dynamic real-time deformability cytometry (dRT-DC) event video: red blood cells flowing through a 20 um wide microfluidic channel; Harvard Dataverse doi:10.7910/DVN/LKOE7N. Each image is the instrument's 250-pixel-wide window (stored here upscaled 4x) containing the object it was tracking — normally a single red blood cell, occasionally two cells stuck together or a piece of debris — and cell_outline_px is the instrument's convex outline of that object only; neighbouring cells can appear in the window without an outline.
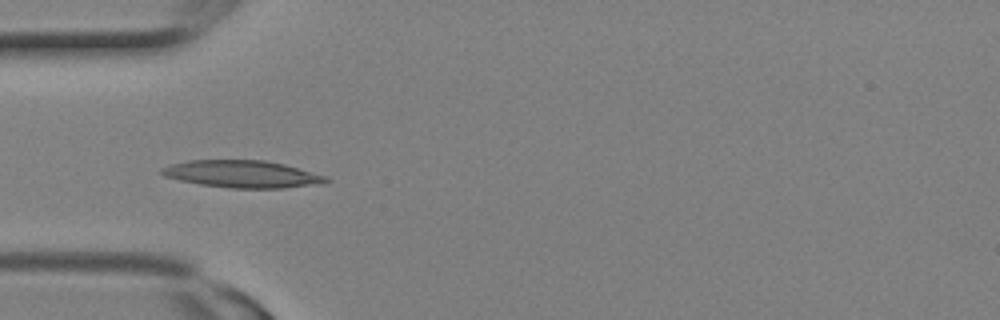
{"species": "Egyptian fruit bat (a non-hibernating species)", "species_latin": "Rousettus aegyptiacus", "temperature_condition": "room temperature", "stored_images_in_passage": 12, "camera_frame_rate_fps": 3000, "um_per_image_px": 0.085, "animal": {"sex": "female"}, "frame": {"image": 1, "passage_image": 6, "time_ms": 1.667, "image_size_px": [1000, 320], "cell_outline_px": [[332, 180], [320, 184], [284, 188], [232, 188], [200, 184], [180, 180], [164, 176], [160, 172], [160, 168], [172, 164], [188, 160], [264, 160], [284, 164], [328, 176]], "centroid_in_image_um": [20.62, 14.79], "position_along_channel_um": 64.4, "area_um2": 26.13}}
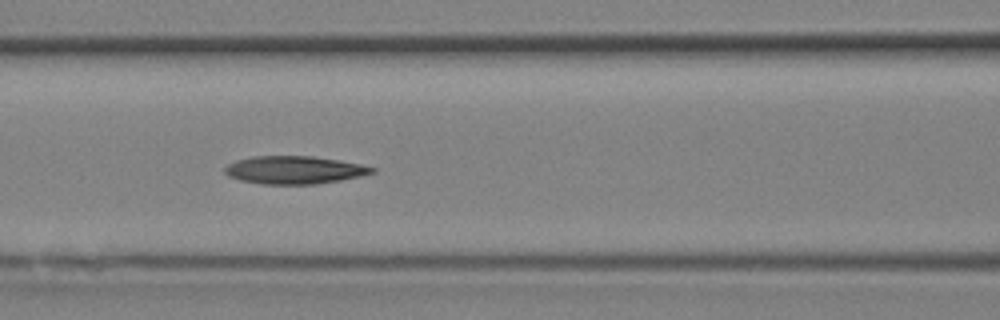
{"frame": {"image": 2, "passage_image": 9, "time_ms": 2.667, "image_size_px": [1000, 320], "cell_outline_px": [[376, 172], [360, 176], [340, 180], [312, 184], [260, 184], [240, 180], [228, 176], [224, 172], [224, 168], [228, 164], [236, 160], [252, 156], [312, 156], [340, 160], [360, 164], [376, 168]], "centroid_in_image_um": [25.0, 14.44], "position_along_channel_um": 141.6, "area_um2": 23.93}}